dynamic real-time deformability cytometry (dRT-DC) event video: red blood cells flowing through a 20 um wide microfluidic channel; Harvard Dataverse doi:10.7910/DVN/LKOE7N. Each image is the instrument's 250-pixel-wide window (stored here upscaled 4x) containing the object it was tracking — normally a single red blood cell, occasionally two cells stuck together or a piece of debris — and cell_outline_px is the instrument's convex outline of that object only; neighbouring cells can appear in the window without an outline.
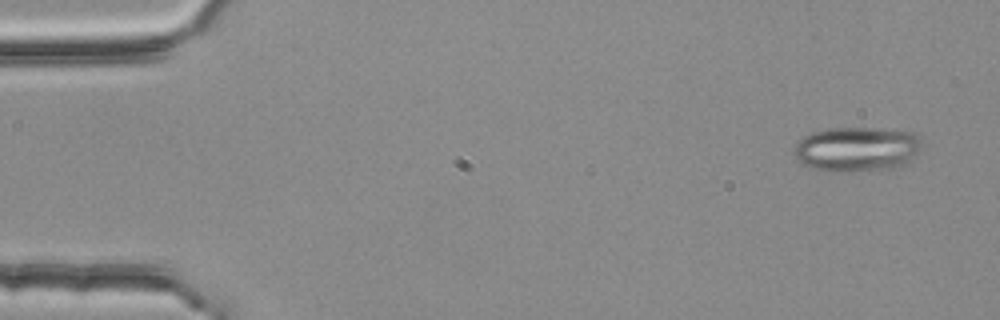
{"species": "common noctule bat (a hibernating species)", "species_latin": "Nyctalus noctula", "temperature_condition": "room temperature", "stored_images_in_passage": 5, "camera_frame_rate_fps": 3000, "um_per_image_px": 0.085, "animal": {"sex": "female", "body_mass_g": 25.1}, "frame": {"image": 1, "passage_image": 1, "time_ms": 0.0, "image_size_px": [1000, 320], "cell_outline_px": [[920, 148], [916, 156], [908, 164], [900, 168], [844, 172], [828, 172], [812, 168], [796, 160], [792, 152], [796, 144], [804, 136], [812, 132], [828, 128], [872, 128], [912, 132], [920, 136]], "centroid_in_image_um": [72.83, 12.7], "position_along_channel_um": 12.2, "area_um2": 33.87}}